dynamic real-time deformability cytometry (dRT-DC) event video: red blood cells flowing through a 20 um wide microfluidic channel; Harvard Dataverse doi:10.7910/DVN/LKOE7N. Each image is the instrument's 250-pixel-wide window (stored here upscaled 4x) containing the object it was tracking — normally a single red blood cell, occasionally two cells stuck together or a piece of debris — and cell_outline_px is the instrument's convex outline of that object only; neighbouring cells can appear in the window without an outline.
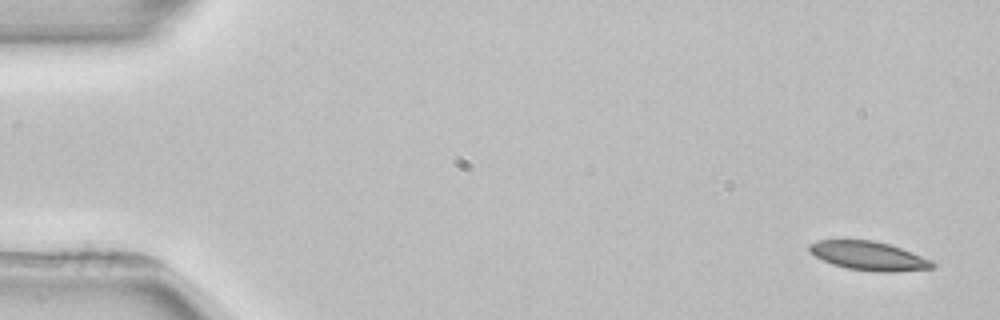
{"species": "common noctule bat (a hibernating species)", "species_latin": "Nyctalus noctula", "temperature_condition": "room temperature", "stored_images_in_passage": 4, "camera_frame_rate_fps": 3000, "um_per_image_px": 0.085, "animal": {"sex": "female", "body_mass_g": 22.7, "forearm_length_mm": 54.2}, "frame": {"image": 1, "passage_image": 1, "time_ms": 0.0, "image_size_px": [1000, 320], "cell_outline_px": [[936, 264], [932, 268], [892, 272], [876, 272], [848, 268], [832, 264], [816, 256], [808, 248], [808, 244], [816, 240], [872, 240], [888, 244], [912, 252], [932, 260]], "centroid_in_image_um": [73.85, 21.75], "position_along_channel_um": 11.2, "area_um2": 20.52}}
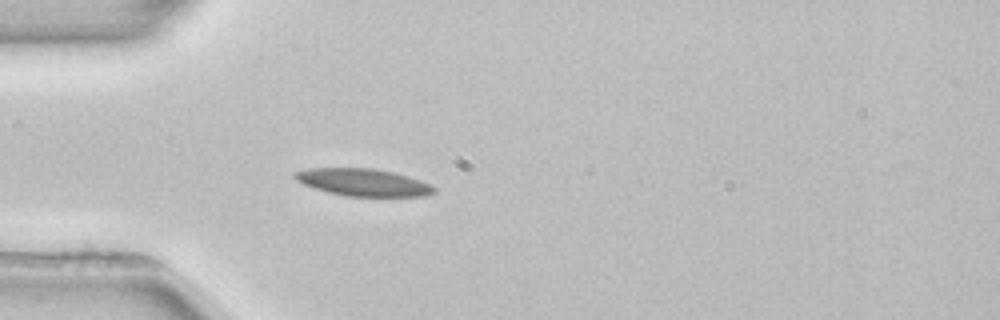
{"frame": {"image": 2, "passage_image": 4, "time_ms": 4.333, "image_size_px": [1000, 320], "cell_outline_px": [[436, 192], [424, 196], [344, 196], [328, 192], [304, 184], [296, 180], [292, 176], [292, 172], [308, 168], [372, 168], [392, 172], [408, 176], [420, 180], [436, 188]], "centroid_in_image_um": [30.84, 15.49], "position_along_channel_um": 54.2, "area_um2": 22.08}}